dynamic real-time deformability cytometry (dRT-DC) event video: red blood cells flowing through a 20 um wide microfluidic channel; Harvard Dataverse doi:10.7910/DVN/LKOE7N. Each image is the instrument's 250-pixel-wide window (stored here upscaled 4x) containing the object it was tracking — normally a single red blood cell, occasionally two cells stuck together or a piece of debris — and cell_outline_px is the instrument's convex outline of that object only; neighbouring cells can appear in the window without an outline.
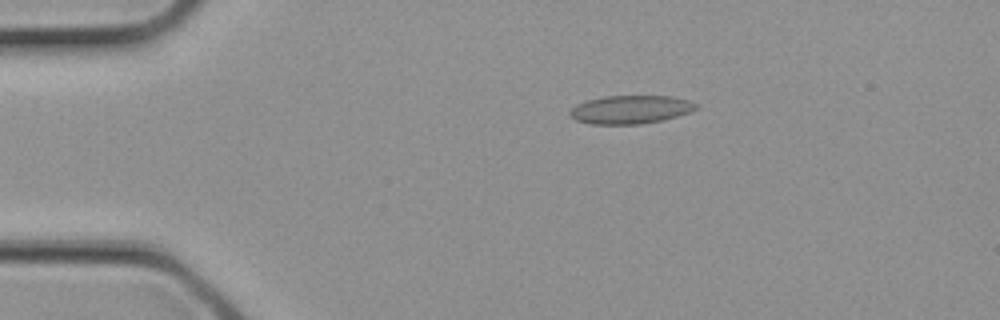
{"species": "common noctule bat (a hibernating species)", "species_latin": "Nyctalus noctula", "temperature_condition": "cold", "stored_images_in_passage": 3, "camera_frame_rate_fps": 3000, "um_per_image_px": 0.085, "animal": {"sex": "female", "body_mass_g": 21.9}, "frame": {"image": 1, "passage_image": 2, "time_ms": 0.333, "image_size_px": [1000, 320], "cell_outline_px": [[700, 108], [692, 112], [664, 120], [640, 124], [592, 124], [576, 120], [568, 112], [576, 104], [588, 100], [604, 96], [672, 96], [688, 100], [696, 104]], "centroid_in_image_um": [53.64, 9.31], "position_along_channel_um": 31.4, "area_um2": 20.92}}
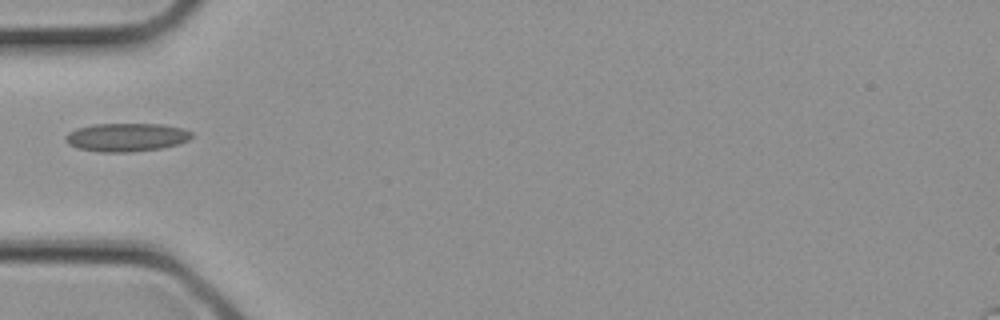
{"frame": {"image": 2, "passage_image": 3, "time_ms": 0.667, "image_size_px": [1000, 320], "cell_outline_px": [[192, 136], [188, 140], [180, 144], [160, 148], [132, 152], [100, 152], [80, 148], [68, 144], [64, 140], [64, 136], [68, 132], [76, 128], [96, 124], [164, 124], [184, 128], [192, 132]], "centroid_in_image_um": [10.76, 11.66], "position_along_channel_um": 74.2, "area_um2": 20.98}}